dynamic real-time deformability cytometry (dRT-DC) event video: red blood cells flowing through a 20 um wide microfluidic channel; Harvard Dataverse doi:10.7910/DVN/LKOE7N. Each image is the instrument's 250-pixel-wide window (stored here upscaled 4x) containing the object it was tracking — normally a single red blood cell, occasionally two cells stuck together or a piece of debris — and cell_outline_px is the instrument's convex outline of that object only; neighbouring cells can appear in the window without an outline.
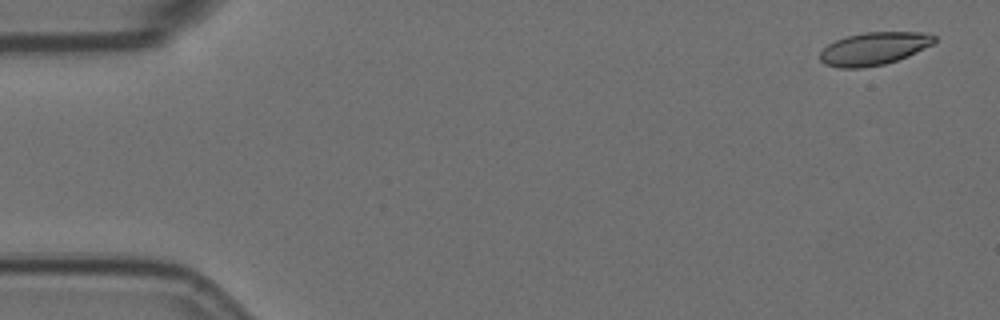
{"species": "Egyptian fruit bat (a non-hibernating species)", "species_latin": "Rousettus aegyptiacus", "temperature_condition": "room temperature", "stored_images_in_passage": 15, "camera_frame_rate_fps": 3000, "um_per_image_px": 0.085, "animal": {"sex": "female"}, "frame": {"image": 1, "passage_image": 1, "time_ms": 0.0, "image_size_px": [1000, 320], "cell_outline_px": [[936, 40], [932, 44], [908, 56], [884, 64], [860, 68], [840, 68], [824, 64], [820, 60], [820, 52], [828, 44], [836, 40], [848, 36], [864, 32], [924, 32], [936, 36]], "centroid_in_image_um": [74.27, 4.13], "position_along_channel_um": 10.7, "area_um2": 21.73}}
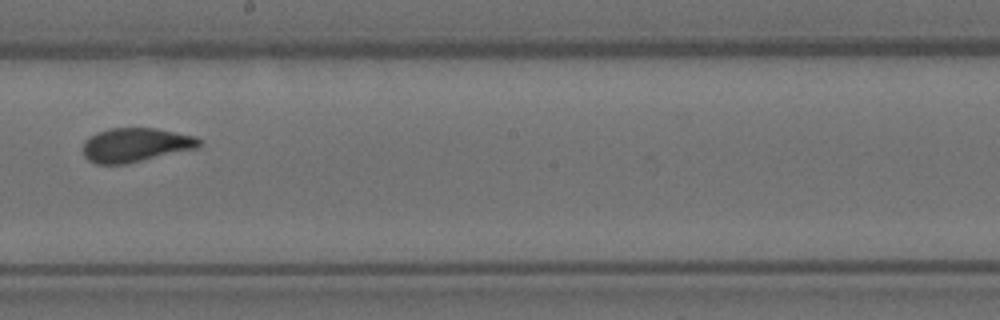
{"frame": {"image": 2, "passage_image": 9, "time_ms": 2.667, "image_size_px": [1000, 320], "cell_outline_px": [[200, 144], [196, 148], [128, 164], [96, 164], [88, 160], [84, 156], [84, 140], [96, 132], [108, 128], [156, 128], [196, 136], [200, 140]], "centroid_in_image_um": [11.5, 12.32], "position_along_channel_um": 236.7, "area_um2": 23.12}}
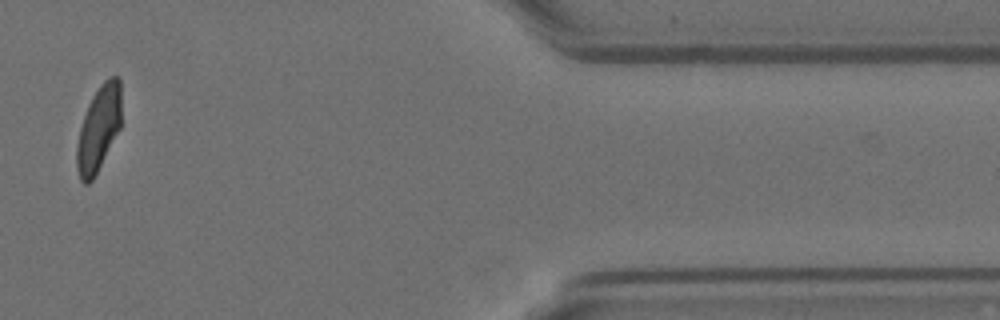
{"frame": {"image": 3, "passage_image": 14, "time_ms": 4.333, "image_size_px": [1000, 320], "cell_outline_px": [[120, 128], [92, 180], [88, 184], [84, 184], [80, 180], [76, 168], [76, 144], [80, 128], [84, 116], [92, 96], [100, 84], [108, 76], [120, 76]], "centroid_in_image_um": [8.37, 10.91], "position_along_channel_um": 403.0, "area_um2": 22.02}}